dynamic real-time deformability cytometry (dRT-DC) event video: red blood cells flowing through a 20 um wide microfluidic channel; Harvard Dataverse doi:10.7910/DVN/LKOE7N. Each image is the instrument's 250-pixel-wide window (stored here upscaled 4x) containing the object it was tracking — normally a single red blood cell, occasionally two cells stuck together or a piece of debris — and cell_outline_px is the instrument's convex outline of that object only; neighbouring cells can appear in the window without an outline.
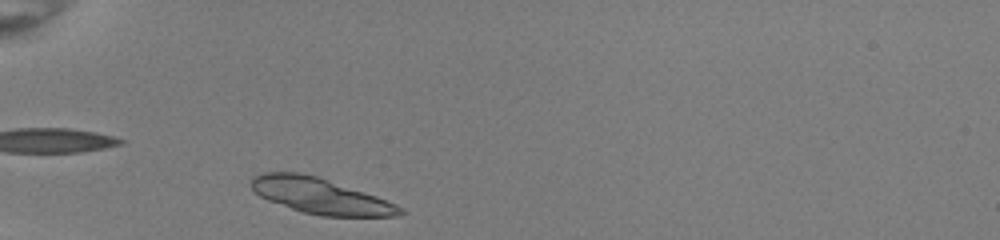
{"species": "common noctule bat (a hibernating species)", "species_latin": "Nyctalus noctula", "temperature_condition": "room temperature", "stored_images_in_passage": 33, "camera_frame_rate_fps": 3000, "um_per_image_px": 0.085, "animal": {"sex": "female", "body_mass_g": 22.0, "forearm_length_mm": 56.7}, "frame": {"image": 1, "passage_image": 1, "time_ms": 0.0, "image_size_px": [1000, 240], "cell_outline_px": [[404, 212], [396, 216], [324, 216], [304, 212], [268, 200], [260, 196], [252, 188], [252, 180], [256, 176], [268, 172], [296, 172], [316, 176], [384, 200], [400, 208]], "centroid_in_image_um": [27.17, 16.66], "position_along_channel_um": 57.8, "area_um2": 29.59}}